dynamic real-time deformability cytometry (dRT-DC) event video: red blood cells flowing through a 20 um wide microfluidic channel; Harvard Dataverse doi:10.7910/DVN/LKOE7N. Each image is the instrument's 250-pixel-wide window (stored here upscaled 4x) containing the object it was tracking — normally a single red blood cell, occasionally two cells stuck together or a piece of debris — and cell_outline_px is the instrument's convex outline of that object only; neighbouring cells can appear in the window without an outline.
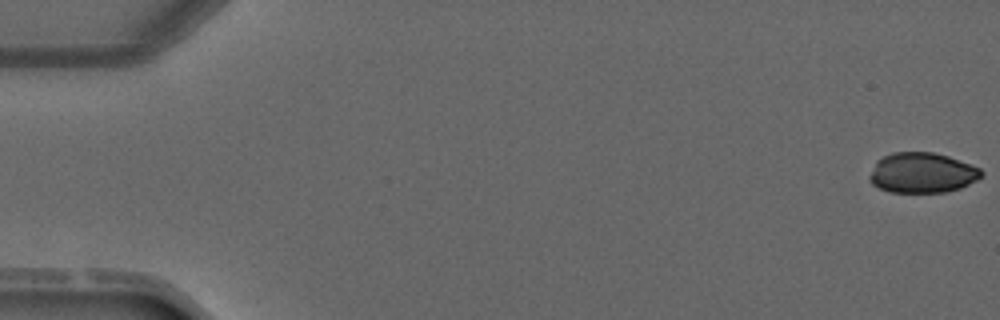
{"species": "common noctule bat (a hibernating species)", "species_latin": "Nyctalus noctula", "temperature_condition": "warm", "stored_images_in_passage": 3, "segment_of_instrument_passage": [2, 2], "camera_frame_rate_fps": 3000, "um_per_image_px": 0.085, "animal": {"sex": "male", "forearm_length_mm": 52.5}, "frame": {"image": 1, "passage_image": 3, "time_ms": 2.333, "image_size_px": [1000, 320], "cell_outline_px": [[984, 172], [976, 180], [960, 188], [944, 192], [888, 192], [872, 184], [868, 180], [868, 176], [876, 160], [892, 152], [932, 152], [948, 156], [972, 164], [980, 168]], "centroid_in_image_um": [78.35, 14.68], "position_along_channel_um": 6.6, "area_um2": 26.36}}